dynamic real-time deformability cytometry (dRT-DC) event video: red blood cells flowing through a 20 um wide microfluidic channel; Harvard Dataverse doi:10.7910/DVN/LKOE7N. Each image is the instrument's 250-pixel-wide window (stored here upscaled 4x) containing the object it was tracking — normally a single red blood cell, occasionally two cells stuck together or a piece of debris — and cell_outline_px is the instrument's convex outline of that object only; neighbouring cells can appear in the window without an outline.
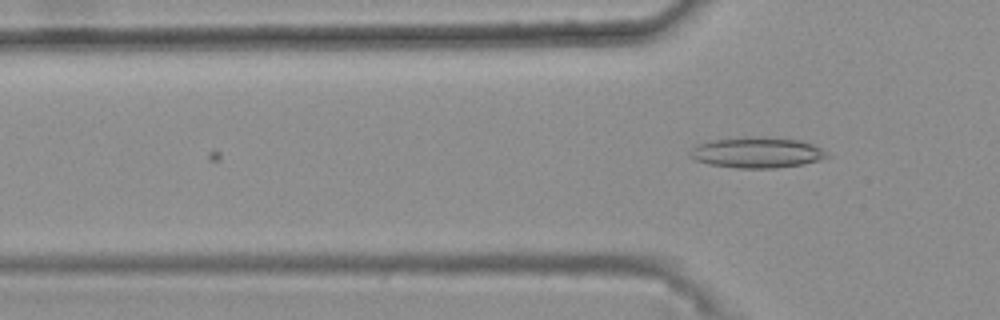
{"species": "common noctule bat (a hibernating species)", "species_latin": "Nyctalus noctula", "temperature_condition": "warm", "stored_images_in_passage": 7, "camera_frame_rate_fps": 3000, "um_per_image_px": 0.085, "animal": {"sex": "female", "body_mass_g": 25.1}, "frame": {"image": 1, "passage_image": 7, "time_ms": 2.0, "image_size_px": [1000, 320], "cell_outline_px": [[828, 156], [820, 160], [804, 164], [776, 168], [736, 168], [708, 164], [696, 160], [688, 156], [688, 152], [696, 144], [708, 140], [744, 136], [760, 136], [800, 140], [812, 144], [828, 152]], "centroid_in_image_um": [64.29, 12.95], "position_along_channel_um": 61.5, "area_um2": 24.97}}